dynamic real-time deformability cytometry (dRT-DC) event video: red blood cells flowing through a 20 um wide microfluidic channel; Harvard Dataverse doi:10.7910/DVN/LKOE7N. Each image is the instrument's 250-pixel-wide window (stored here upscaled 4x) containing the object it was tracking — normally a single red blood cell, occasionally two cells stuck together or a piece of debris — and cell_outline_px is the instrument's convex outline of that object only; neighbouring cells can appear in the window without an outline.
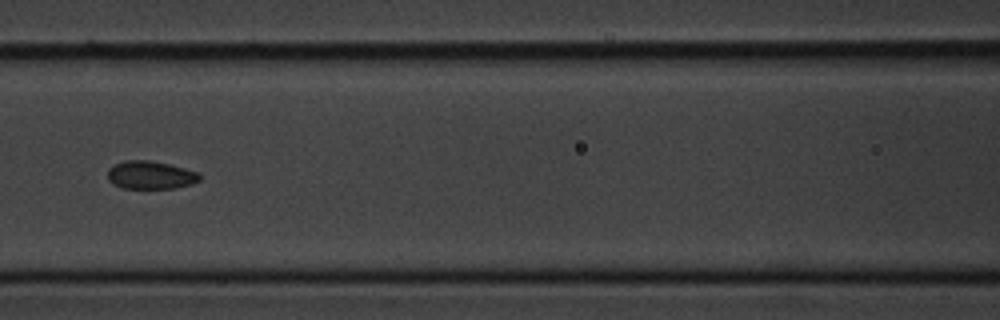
{"species": "common noctule bat (a hibernating species)", "species_latin": "Nyctalus noctula", "temperature_condition": "cold", "stored_images_in_passage": 6, "camera_frame_rate_fps": 3000, "um_per_image_px": 0.085, "animal": {"sex": "male", "body_mass_g": 20.1, "forearm_length_mm": 53.5}, "frame": {"image": 1, "passage_image": 6, "time_ms": 6.0, "image_size_px": [1000, 320], "cell_outline_px": [[200, 180], [192, 184], [172, 188], [120, 188], [112, 184], [108, 180], [108, 168], [124, 160], [148, 160], [168, 164], [184, 168], [196, 172], [200, 176]], "centroid_in_image_um": [12.75, 14.88], "position_along_channel_um": 153.9, "area_um2": 14.97}}